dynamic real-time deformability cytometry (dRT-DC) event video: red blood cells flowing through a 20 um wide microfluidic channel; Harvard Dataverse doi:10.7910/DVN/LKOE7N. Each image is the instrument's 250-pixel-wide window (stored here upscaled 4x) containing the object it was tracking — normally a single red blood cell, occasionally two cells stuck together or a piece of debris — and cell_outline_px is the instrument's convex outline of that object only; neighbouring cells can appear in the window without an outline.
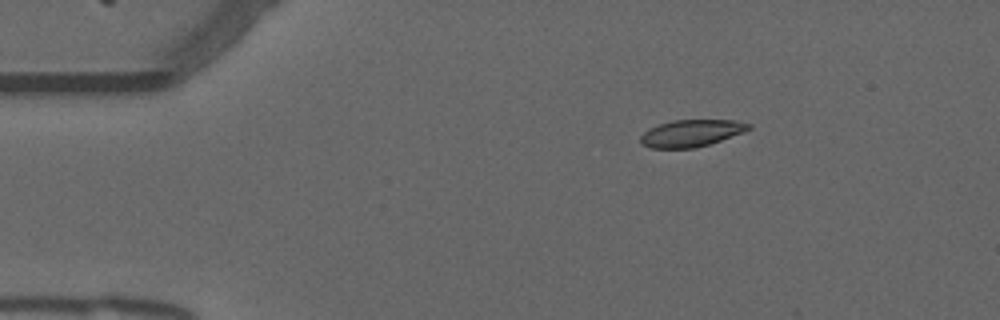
{"species": "common noctule bat (a hibernating species)", "species_latin": "Nyctalus noctula", "temperature_condition": "warm", "stored_images_in_passage": 18, "camera_frame_rate_fps": 3000, "um_per_image_px": 0.085, "animal": {"sex": "male", "forearm_length_mm": 52.5}, "frame": {"image": 1, "passage_image": 2, "time_ms": 0.333, "image_size_px": [1000, 320], "cell_outline_px": [[752, 128], [744, 132], [696, 148], [652, 148], [644, 144], [640, 140], [640, 136], [648, 128], [672, 120], [732, 120], [752, 124]], "centroid_in_image_um": [58.77, 11.31], "position_along_channel_um": 26.2, "area_um2": 16.88}}
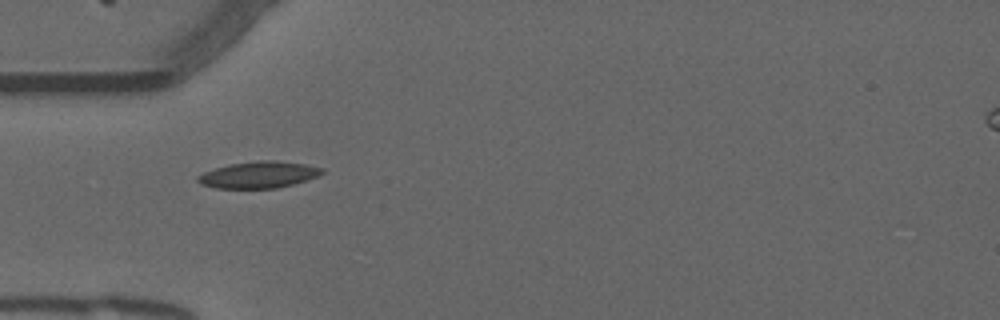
{"frame": {"image": 2, "passage_image": 10, "time_ms": 3.0, "image_size_px": [1000, 320], "cell_outline_px": [[324, 172], [316, 176], [292, 184], [276, 188], [216, 188], [200, 184], [196, 180], [196, 176], [204, 172], [228, 164], [260, 160], [276, 160], [308, 164], [324, 168]], "centroid_in_image_um": [21.97, 14.84], "position_along_channel_um": 63.0, "area_um2": 19.25}}
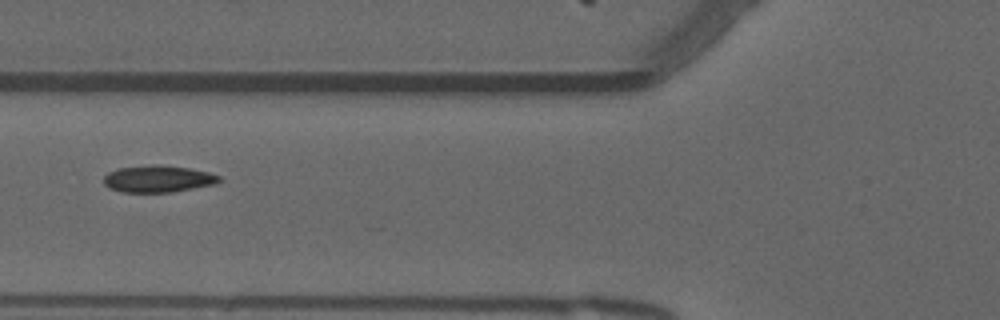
{"frame": {"image": 3, "passage_image": 14, "time_ms": 4.333, "image_size_px": [1000, 320], "cell_outline_px": [[224, 180], [216, 184], [172, 192], [120, 192], [108, 188], [104, 184], [104, 176], [108, 172], [120, 168], [152, 164], [160, 164], [188, 168], [208, 172], [220, 176]], "centroid_in_image_um": [13.45, 15.2], "position_along_channel_um": 112.4, "area_um2": 18.26}}